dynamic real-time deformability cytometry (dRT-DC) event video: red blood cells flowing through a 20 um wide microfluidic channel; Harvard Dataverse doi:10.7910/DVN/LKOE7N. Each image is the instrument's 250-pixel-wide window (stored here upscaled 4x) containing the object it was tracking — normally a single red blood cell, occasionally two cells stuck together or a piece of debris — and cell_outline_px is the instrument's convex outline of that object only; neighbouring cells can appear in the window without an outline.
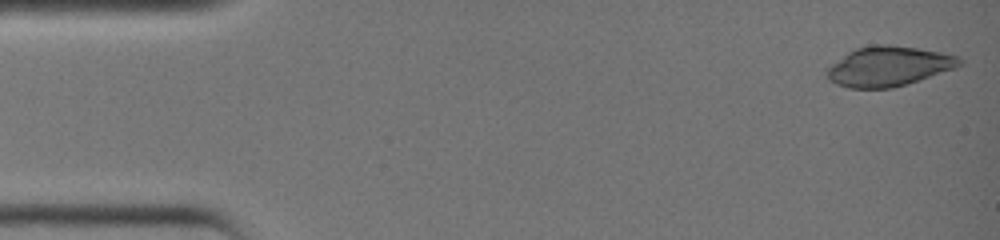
{"species": "common noctule bat (a hibernating species)", "species_latin": "Nyctalus noctula", "temperature_condition": "warm", "stored_images_in_passage": 38, "camera_frame_rate_fps": 3000, "um_per_image_px": 0.085, "animal": {"sex": "female", "body_mass_g": 19.0, "forearm_length_mm": 51.5}, "frame": {"image": 1, "passage_image": 1, "time_ms": 0.0, "image_size_px": [1000, 240], "cell_outline_px": [[964, 60], [956, 68], [908, 84], [892, 88], [848, 88], [836, 84], [828, 80], [824, 68], [848, 52], [856, 48], [872, 44], [888, 44], [920, 48], [940, 52], [956, 56]], "centroid_in_image_um": [75.49, 5.63], "position_along_channel_um": 9.5, "area_um2": 31.15}}
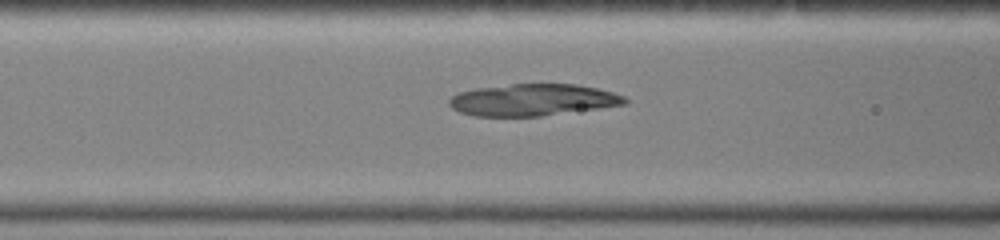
{"frame": {"image": 2, "passage_image": 15, "time_ms": 4.667, "image_size_px": [1000, 240], "cell_outline_px": [[628, 104], [540, 116], [472, 116], [460, 112], [452, 108], [448, 104], [448, 100], [452, 96], [460, 92], [476, 88], [512, 84], [576, 84], [596, 88], [612, 92], [624, 96], [628, 100]], "centroid_in_image_um": [45.28, 8.49], "position_along_channel_um": 121.3, "area_um2": 32.54}}
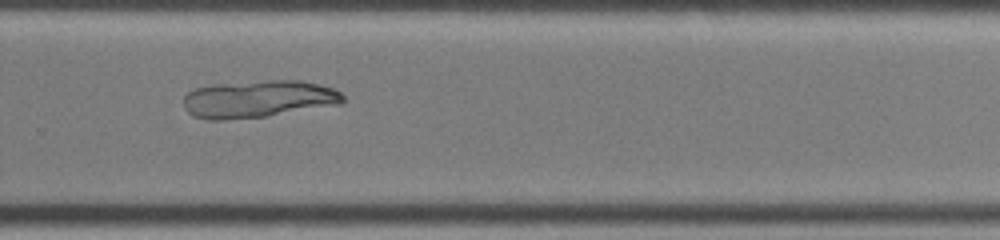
{"frame": {"image": 3, "passage_image": 26, "time_ms": 8.333, "image_size_px": [1000, 240], "cell_outline_px": [[344, 100], [340, 104], [268, 116], [224, 120], [208, 120], [192, 116], [184, 108], [184, 96], [188, 92], [196, 88], [212, 84], [268, 80], [300, 80], [320, 84], [332, 88], [340, 92], [344, 96]], "centroid_in_image_um": [21.94, 8.41], "position_along_channel_um": 307.9, "area_um2": 34.91}}